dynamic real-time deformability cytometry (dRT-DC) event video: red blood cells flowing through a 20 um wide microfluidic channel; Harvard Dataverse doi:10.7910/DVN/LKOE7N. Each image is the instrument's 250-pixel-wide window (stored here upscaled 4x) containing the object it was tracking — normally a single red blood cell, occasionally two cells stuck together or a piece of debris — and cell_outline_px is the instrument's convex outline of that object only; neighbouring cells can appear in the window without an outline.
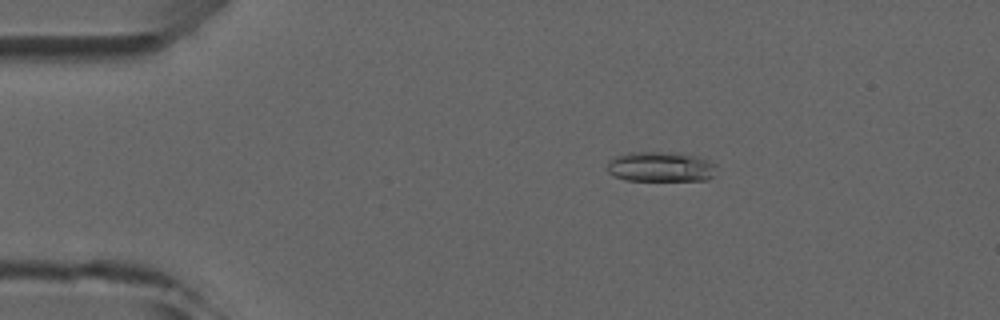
{"species": "common noctule bat (a hibernating species)", "species_latin": "Nyctalus noctula", "temperature_condition": "room temperature", "stored_images_in_passage": 4, "camera_frame_rate_fps": 3000, "um_per_image_px": 0.085, "animal": {"sex": "male", "forearm_length_mm": 52.5}, "frame": {"image": 1, "passage_image": 3, "time_ms": 2.333, "image_size_px": [1000, 320], "cell_outline_px": [[720, 168], [708, 180], [624, 180], [612, 176], [608, 172], [608, 160], [616, 156], [628, 152], [672, 152], [696, 156], [708, 160], [716, 164]], "centroid_in_image_um": [56.17, 14.17], "position_along_channel_um": 28.8, "area_um2": 19.42}}